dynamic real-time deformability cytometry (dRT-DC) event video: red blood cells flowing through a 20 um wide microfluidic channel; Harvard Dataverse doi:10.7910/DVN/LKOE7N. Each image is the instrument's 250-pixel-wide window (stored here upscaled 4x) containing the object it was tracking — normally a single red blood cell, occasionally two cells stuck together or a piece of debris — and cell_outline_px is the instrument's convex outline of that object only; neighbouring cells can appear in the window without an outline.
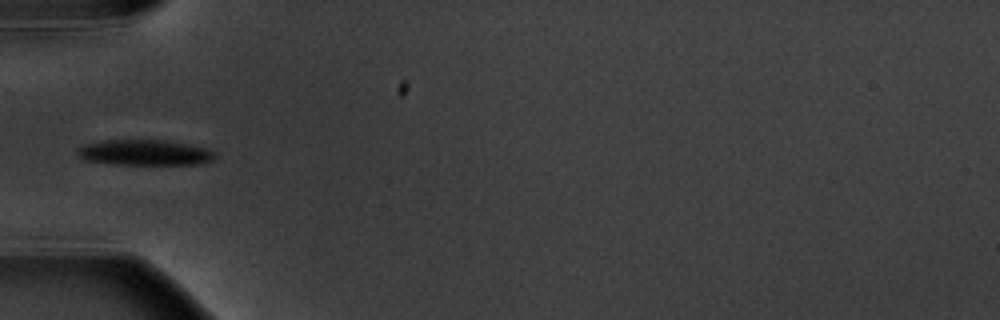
{"species": "common noctule bat (a hibernating species)", "species_latin": "Nyctalus noctula", "temperature_condition": "warm", "stored_images_in_passage": 8, "camera_frame_rate_fps": 3000, "um_per_image_px": 0.085, "animal": {"sex": "male", "body_mass_g": 20.1, "forearm_length_mm": 53.5}, "frame": {"image": 1, "passage_image": 5, "time_ms": 4.667, "image_size_px": [1000, 320], "cell_outline_px": [[216, 156], [212, 160], [196, 164], [112, 164], [84, 160], [76, 156], [76, 148], [84, 144], [104, 140], [164, 140], [208, 148], [216, 152]], "centroid_in_image_um": [12.24, 12.96], "position_along_channel_um": 72.8, "area_um2": 20.63}}
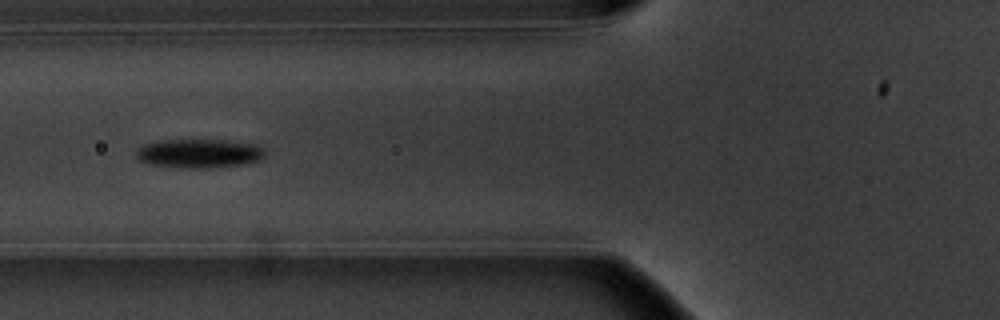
{"frame": {"image": 2, "passage_image": 6, "time_ms": 5.667, "image_size_px": [1000, 320], "cell_outline_px": [[264, 156], [260, 160], [240, 164], [212, 168], [180, 168], [148, 164], [140, 160], [136, 156], [136, 148], [144, 144], [160, 140], [192, 136], [256, 144], [264, 148]], "centroid_in_image_um": [16.87, 12.99], "position_along_channel_um": 108.9, "area_um2": 22.77}}
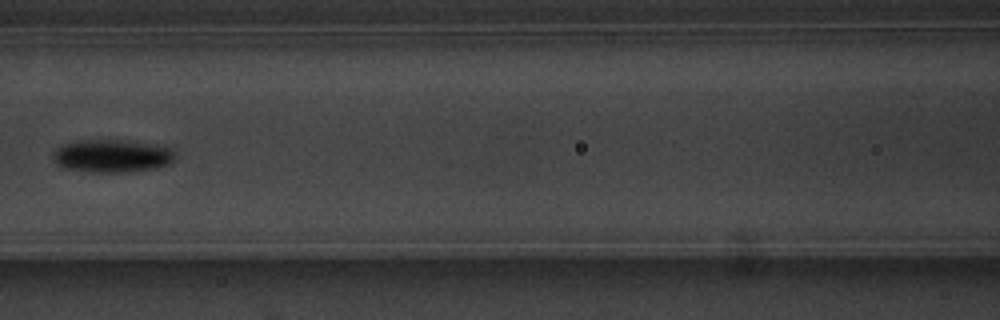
{"frame": {"image": 3, "passage_image": 7, "time_ms": 7.0, "image_size_px": [1000, 320], "cell_outline_px": [[176, 156], [172, 164], [132, 172], [88, 172], [64, 168], [56, 164], [52, 160], [52, 156], [56, 148], [60, 144], [84, 140], [120, 140], [148, 144], [172, 148], [176, 152]], "centroid_in_image_um": [9.5, 13.27], "position_along_channel_um": 157.1, "area_um2": 23.58}}